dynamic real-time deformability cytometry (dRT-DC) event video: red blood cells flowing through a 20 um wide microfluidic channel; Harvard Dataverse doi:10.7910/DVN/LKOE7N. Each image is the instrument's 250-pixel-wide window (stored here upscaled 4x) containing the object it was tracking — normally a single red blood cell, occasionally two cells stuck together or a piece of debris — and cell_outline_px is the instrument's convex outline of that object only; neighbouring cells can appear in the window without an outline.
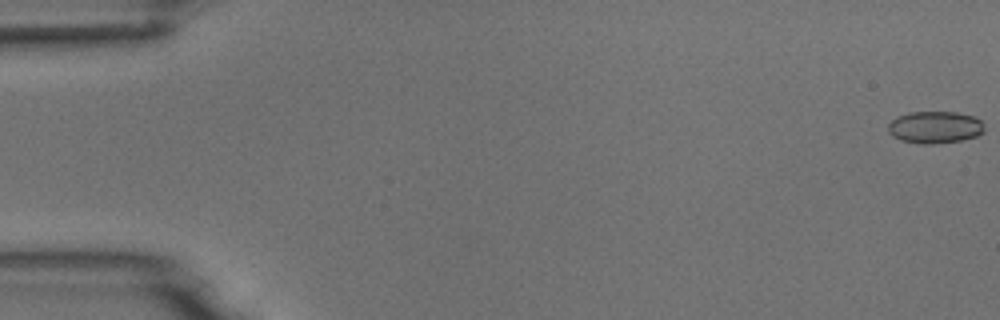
{"species": "common noctule bat (a hibernating species)", "species_latin": "Nyctalus noctula", "temperature_condition": "room temperature", "stored_images_in_passage": 6, "camera_frame_rate_fps": 3000, "um_per_image_px": 0.085, "animal": {"sex": "male", "body_mass_g": 18.8}, "frame": {"image": 1, "passage_image": 1, "time_ms": 0.0, "image_size_px": [1000, 320], "cell_outline_px": [[984, 132], [976, 136], [960, 140], [932, 144], [924, 144], [900, 140], [892, 136], [888, 132], [888, 124], [896, 116], [908, 112], [956, 112], [972, 116], [980, 120], [984, 124]], "centroid_in_image_um": [79.44, 10.81], "position_along_channel_um": 5.6, "area_um2": 18.03}}
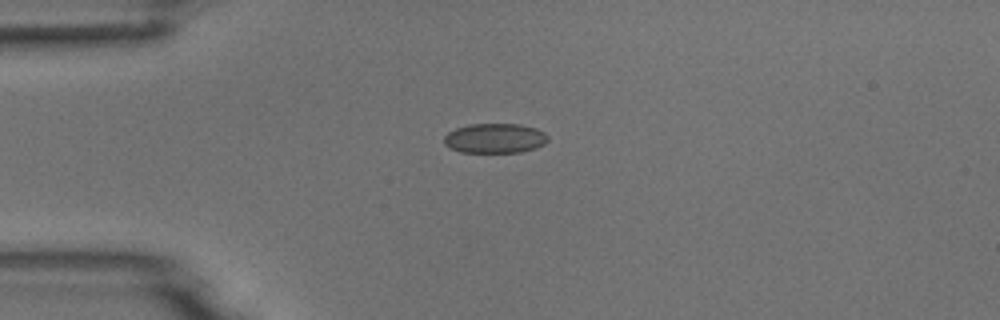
{"frame": {"image": 2, "passage_image": 4, "time_ms": 4.333, "image_size_px": [1000, 320], "cell_outline_px": [[548, 140], [544, 144], [536, 148], [520, 152], [460, 152], [448, 148], [444, 144], [444, 136], [448, 132], [456, 128], [468, 124], [520, 124], [536, 128], [544, 132], [548, 136]], "centroid_in_image_um": [42.05, 11.75], "position_along_channel_um": 42.9, "area_um2": 18.15}}
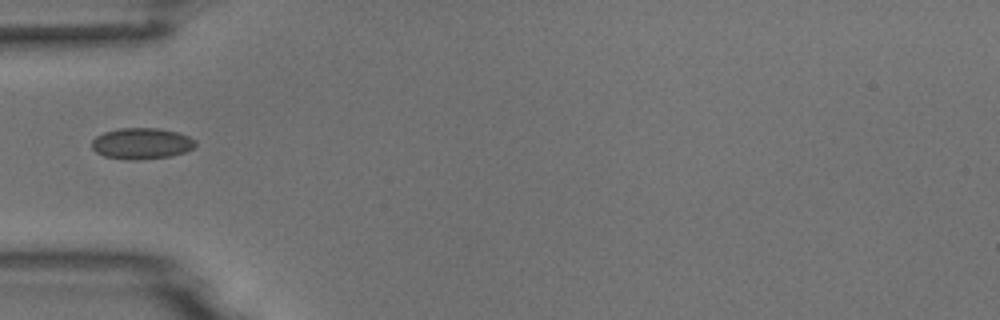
{"frame": {"image": 3, "passage_image": 5, "time_ms": 5.667, "image_size_px": [1000, 320], "cell_outline_px": [[196, 144], [192, 148], [184, 152], [172, 156], [136, 160], [128, 160], [104, 156], [96, 152], [92, 148], [92, 140], [96, 136], [104, 132], [120, 128], [160, 128], [176, 132], [188, 136], [196, 140]], "centroid_in_image_um": [12.03, 12.2], "position_along_channel_um": 73.0, "area_um2": 18.84}}